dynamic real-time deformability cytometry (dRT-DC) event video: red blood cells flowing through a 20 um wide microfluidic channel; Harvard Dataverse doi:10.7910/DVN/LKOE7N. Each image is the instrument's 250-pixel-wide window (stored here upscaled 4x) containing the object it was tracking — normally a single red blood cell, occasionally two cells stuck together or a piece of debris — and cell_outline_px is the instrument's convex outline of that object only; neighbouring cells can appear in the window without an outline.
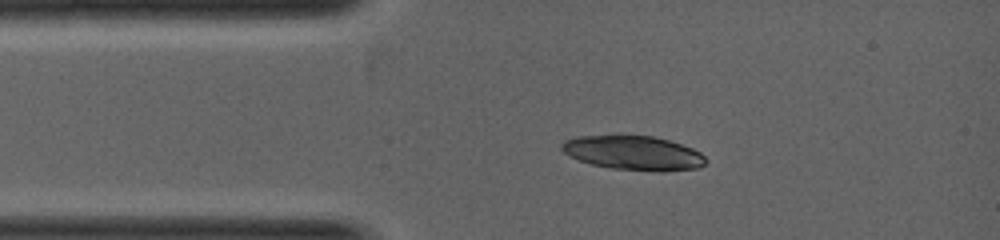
{"species": "common noctule bat (a hibernating species)", "species_latin": "Nyctalus noctula", "temperature_condition": "warm", "stored_images_in_passage": 1, "camera_frame_rate_fps": 5000, "um_per_image_px": 0.085, "animal": {"sex": "female", "body_mass_g": 19.0, "forearm_length_mm": 53.3}, "frame": {"image": 1, "passage_image": 1, "time_ms": 0.0, "image_size_px": [1000, 240], "cell_outline_px": [[708, 160], [700, 168], [660, 172], [612, 168], [592, 164], [580, 160], [564, 152], [560, 148], [560, 144], [564, 140], [576, 136], [616, 132], [652, 136], [668, 140], [692, 148], [700, 152]], "centroid_in_image_um": [53.81, 12.95], "position_along_channel_um": 31.2, "area_um2": 29.71}}